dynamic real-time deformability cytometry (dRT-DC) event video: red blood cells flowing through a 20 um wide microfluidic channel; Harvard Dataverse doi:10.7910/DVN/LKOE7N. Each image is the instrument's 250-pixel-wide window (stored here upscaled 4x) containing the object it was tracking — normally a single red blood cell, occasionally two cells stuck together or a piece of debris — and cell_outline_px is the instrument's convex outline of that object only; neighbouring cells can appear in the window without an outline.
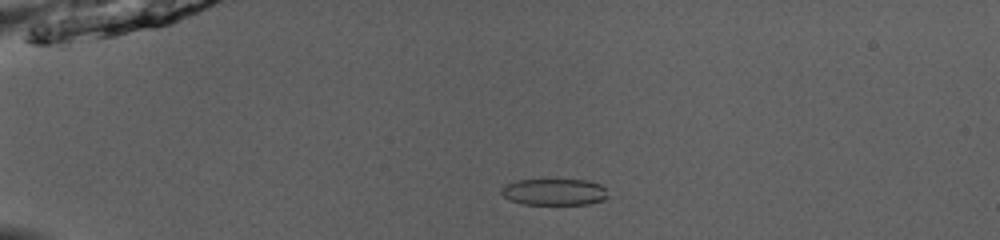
{"species": "common noctule bat (a hibernating species)", "species_latin": "Nyctalus noctula", "temperature_condition": "room temperature", "stored_images_in_passage": 52, "camera_frame_rate_fps": 3000, "um_per_image_px": 0.085, "animal": {"sex": "male", "body_mass_g": 13.0, "forearm_length_mm": 53.1}, "frame": {"image": 1, "passage_image": 14, "time_ms": 4.333, "image_size_px": [1000, 240], "cell_outline_px": [[608, 196], [604, 200], [588, 204], [524, 204], [508, 200], [500, 192], [500, 188], [516, 180], [588, 180], [600, 184], [604, 188]], "centroid_in_image_um": [47.1, 16.32], "position_along_channel_um": 37.9, "area_um2": 16.47}}
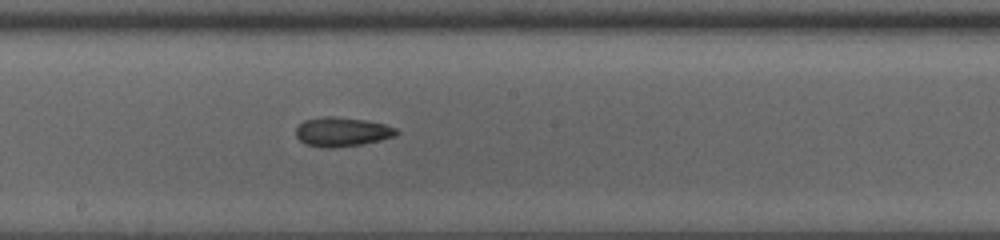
{"frame": {"image": 2, "passage_image": 31, "time_ms": 10.0, "image_size_px": [1000, 240], "cell_outline_px": [[400, 132], [396, 136], [364, 144], [332, 148], [320, 148], [304, 144], [296, 136], [296, 128], [304, 120], [328, 116], [332, 116], [364, 120], [384, 124], [396, 128]], "centroid_in_image_um": [29.07, 11.22], "position_along_channel_um": 219.1, "area_um2": 17.22}}
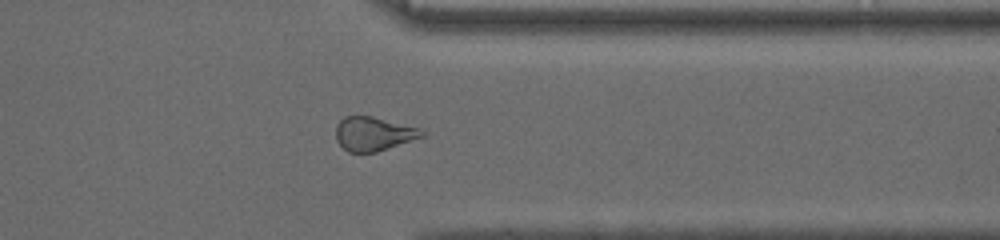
{"frame": {"image": 3, "passage_image": 43, "time_ms": 14.0, "image_size_px": [1000, 240], "cell_outline_px": [[424, 136], [376, 152], [348, 152], [336, 140], [336, 124], [344, 116], [372, 116], [416, 128], [424, 132]], "centroid_in_image_um": [31.68, 11.37], "position_along_channel_um": 379.7, "area_um2": 16.65}, "authors_computed_cell_mechanics": {"area_um2": 17.8891, "velocity_mm_per_s": 4.0499, "shape_relaxation_time_tau1_ms": 5.7938, "shape_relaxation_time_tau2_ms": 3.9067, "deformation_change_tau1": 0.1609, "deformation_change_tau2": 0.1133}}